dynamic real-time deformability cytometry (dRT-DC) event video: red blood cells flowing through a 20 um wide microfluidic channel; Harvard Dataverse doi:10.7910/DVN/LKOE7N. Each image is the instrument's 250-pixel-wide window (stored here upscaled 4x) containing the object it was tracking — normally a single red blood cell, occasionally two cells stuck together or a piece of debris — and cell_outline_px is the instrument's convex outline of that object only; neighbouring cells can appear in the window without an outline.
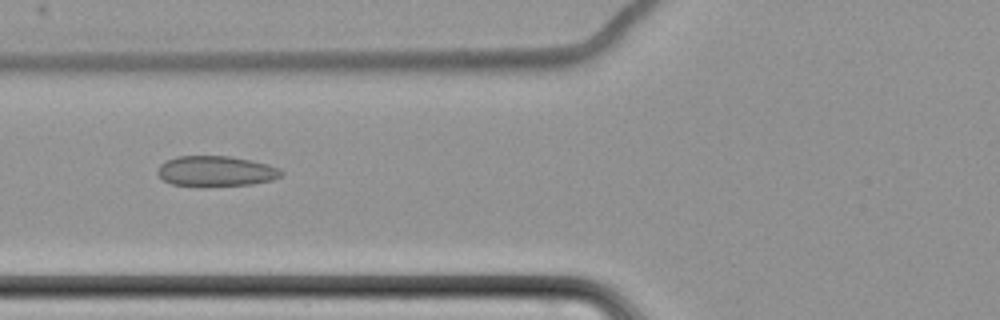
{"species": "common noctule bat (a hibernating species)", "species_latin": "Nyctalus noctula", "temperature_condition": "cold", "stored_images_in_passage": 11, "camera_frame_rate_fps": 3000, "um_per_image_px": 0.085, "animal": {"sex": "female", "body_mass_g": 22.7, "forearm_length_mm": 54.2}, "frame": {"image": 1, "passage_image": 7, "time_ms": 8.0, "image_size_px": [1000, 320], "cell_outline_px": [[284, 172], [280, 176], [272, 180], [252, 184], [172, 184], [164, 180], [156, 172], [160, 164], [176, 156], [232, 156], [252, 160], [268, 164], [280, 168]], "centroid_in_image_um": [18.39, 14.5], "position_along_channel_um": 107.4, "area_um2": 21.33}}
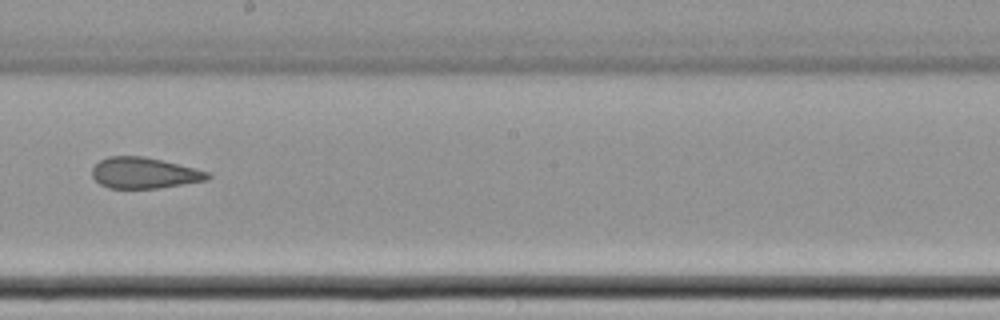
{"frame": {"image": 2, "passage_image": 10, "time_ms": 11.667, "image_size_px": [1000, 320], "cell_outline_px": [[212, 176], [208, 180], [160, 188], [108, 188], [100, 184], [92, 176], [92, 168], [100, 160], [108, 156], [144, 156], [212, 172]], "centroid_in_image_um": [12.29, 14.7], "position_along_channel_um": 235.9, "area_um2": 20.98}}
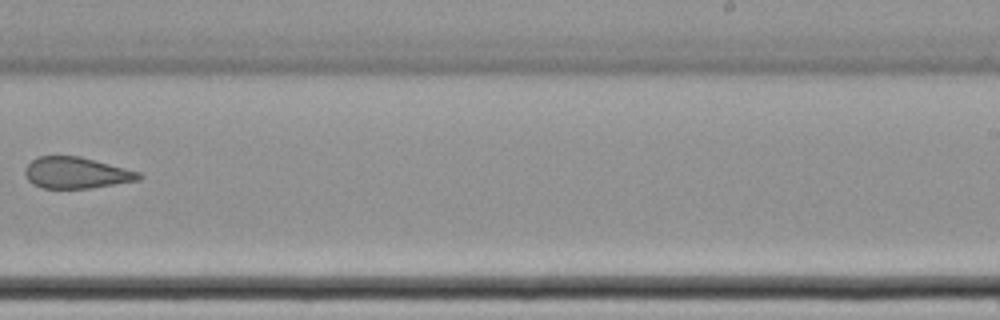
{"frame": {"image": 3, "passage_image": 11, "time_ms": 13.0, "image_size_px": [1000, 320], "cell_outline_px": [[144, 176], [140, 180], [92, 188], [44, 188], [32, 184], [24, 176], [24, 168], [36, 156], [80, 156], [140, 172]], "centroid_in_image_um": [6.48, 14.69], "position_along_channel_um": 282.5, "area_um2": 20.92}}